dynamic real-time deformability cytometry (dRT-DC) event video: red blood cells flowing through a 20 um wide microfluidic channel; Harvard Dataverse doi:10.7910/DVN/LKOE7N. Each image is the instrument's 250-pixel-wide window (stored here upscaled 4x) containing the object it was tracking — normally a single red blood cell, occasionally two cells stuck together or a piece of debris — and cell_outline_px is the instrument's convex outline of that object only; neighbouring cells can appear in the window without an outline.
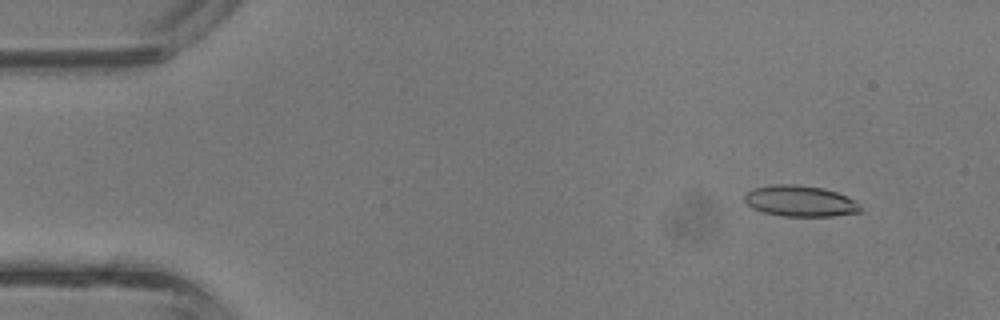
{"species": "common noctule bat (a hibernating species)", "species_latin": "Nyctalus noctula", "temperature_condition": "room temperature", "stored_images_in_passage": 42, "camera_frame_rate_fps": 3000, "um_per_image_px": 0.085, "animal": {"sex": "male", "body_mass_g": 13.3}, "frame": {"image": 1, "passage_image": 4, "time_ms": 1.0, "image_size_px": [1000, 320], "cell_outline_px": [[864, 208], [860, 212], [832, 216], [784, 216], [764, 212], [752, 208], [744, 200], [744, 196], [752, 188], [776, 184], [792, 184], [824, 188], [848, 196], [856, 200]], "centroid_in_image_um": [68.06, 17.09], "position_along_channel_um": 16.9, "area_um2": 21.04}}
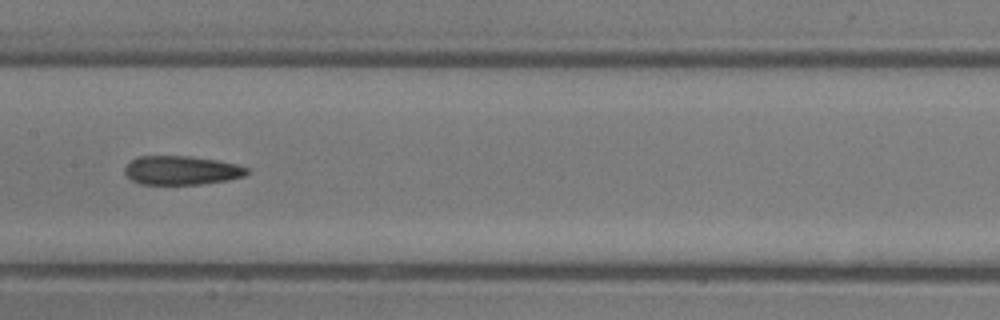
{"frame": {"image": 2, "passage_image": 21, "time_ms": 6.667, "image_size_px": [1000, 320], "cell_outline_px": [[248, 172], [244, 176], [228, 180], [200, 184], [140, 184], [132, 180], [124, 172], [124, 168], [132, 160], [140, 156], [188, 156], [216, 160], [236, 164], [248, 168]], "centroid_in_image_um": [15.42, 14.48], "position_along_channel_um": 192.0, "area_um2": 20.4}}
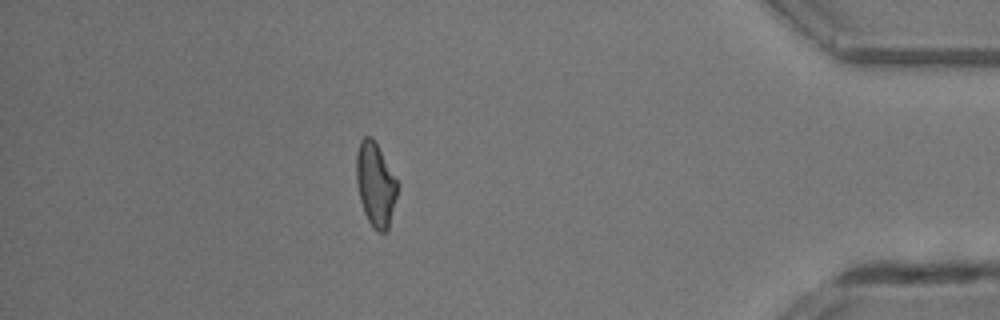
{"frame": {"image": 3, "passage_image": 37, "time_ms": 12.0, "image_size_px": [1000, 320], "cell_outline_px": [[400, 184], [388, 228], [384, 232], [380, 232], [372, 228], [364, 212], [360, 200], [356, 180], [356, 156], [360, 140], [364, 136], [372, 136]], "centroid_in_image_um": [31.92, 15.66], "position_along_channel_um": 403.3, "area_um2": 20.17}, "authors_computed_cell_mechanics": {"area_um2": 20.6924, "velocity_mm_per_s": 4.8543, "shape_relaxation_time_tau1_ms": null, "shape_relaxation_time_tau2_ms": 2.3293, "deformation_change_tau1": null, "deformation_change_tau2": 0.126}}